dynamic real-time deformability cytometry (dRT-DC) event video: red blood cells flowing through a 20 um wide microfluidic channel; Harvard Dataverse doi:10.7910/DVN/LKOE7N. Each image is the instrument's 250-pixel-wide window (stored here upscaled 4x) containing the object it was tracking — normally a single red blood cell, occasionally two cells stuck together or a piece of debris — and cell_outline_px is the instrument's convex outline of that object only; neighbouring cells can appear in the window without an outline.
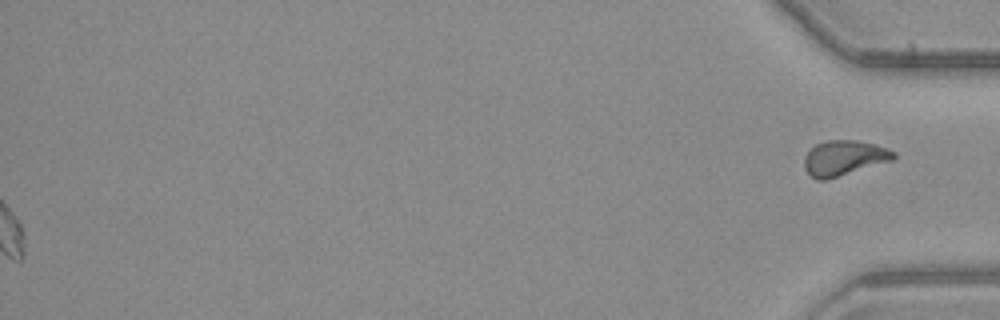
{"species": "common noctule bat (a hibernating species)", "species_latin": "Nyctalus noctula", "temperature_condition": "warm", "stored_images_in_passage": 50, "segment_of_instrument_passage": [2, 2], "camera_frame_rate_fps": 3000, "um_per_image_px": 0.085, "animal": {"sex": "male", "body_mass_g": 23.1, "forearm_length_mm": 52.7}, "frame": {"image": 1, "passage_image": 50, "time_ms": 16.333, "image_size_px": [1000, 320], "cell_outline_px": [[896, 156], [892, 160], [828, 180], [816, 180], [804, 168], [804, 156], [816, 144], [824, 140], [856, 140], [888, 148], [896, 152]], "centroid_in_image_um": [71.73, 13.43], "position_along_channel_um": 363.5, "area_um2": 18.32}}